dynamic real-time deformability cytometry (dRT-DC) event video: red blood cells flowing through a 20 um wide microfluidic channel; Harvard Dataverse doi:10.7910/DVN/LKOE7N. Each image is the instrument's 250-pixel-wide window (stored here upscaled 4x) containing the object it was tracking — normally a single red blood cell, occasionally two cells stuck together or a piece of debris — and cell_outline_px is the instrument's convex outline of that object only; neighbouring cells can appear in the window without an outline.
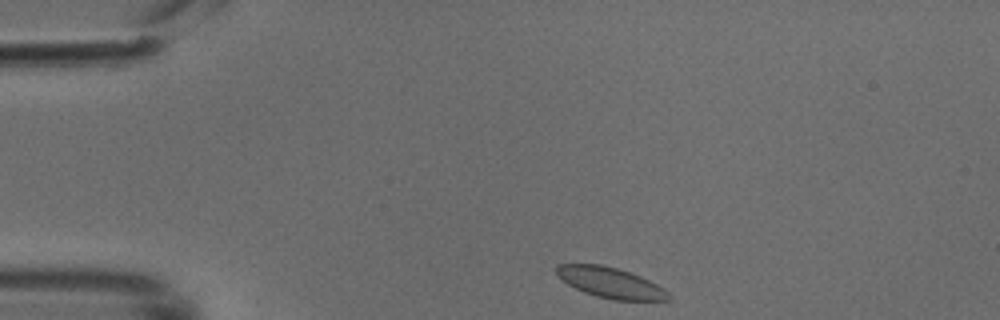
{"species": "common noctule bat (a hibernating species)", "species_latin": "Nyctalus noctula", "temperature_condition": "cold", "stored_images_in_passage": 41, "camera_frame_rate_fps": 3000, "um_per_image_px": 0.085, "animal": {"sex": "male", "body_mass_g": 18.8}, "frame": {"image": 1, "passage_image": 1, "time_ms": 0.0, "image_size_px": [1000, 320], "cell_outline_px": [[672, 300], [612, 300], [596, 296], [584, 292], [568, 284], [556, 276], [556, 264], [600, 264], [616, 268], [640, 276], [664, 288], [672, 296]], "centroid_in_image_um": [51.89, 24.03], "position_along_channel_um": 33.1, "area_um2": 19.94}}
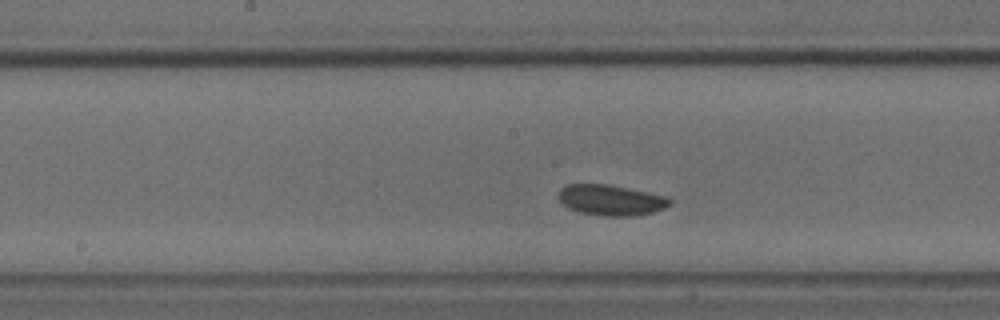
{"frame": {"image": 2, "passage_image": 17, "time_ms": 5.333, "image_size_px": [1000, 320], "cell_outline_px": [[672, 204], [664, 208], [652, 212], [632, 216], [600, 216], [580, 212], [568, 208], [556, 196], [560, 188], [568, 184], [608, 184], [668, 196], [672, 200]], "centroid_in_image_um": [51.92, 17.0], "position_along_channel_um": 196.3, "area_um2": 20.06}}
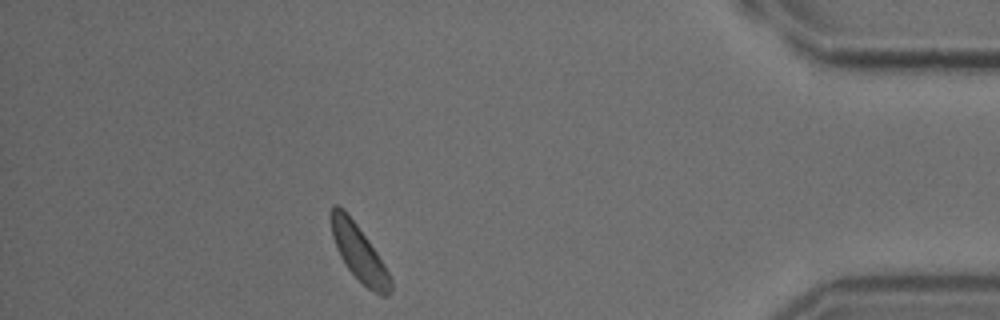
{"frame": {"image": 3, "passage_image": 36, "time_ms": 11.667, "image_size_px": [1000, 320], "cell_outline_px": [[392, 292], [388, 296], [384, 296], [368, 288], [348, 268], [340, 256], [336, 248], [332, 236], [328, 216], [328, 212], [332, 204], [336, 204], [344, 208], [368, 240], [384, 264], [392, 280]], "centroid_in_image_um": [30.46, 21.42], "position_along_channel_um": 404.7, "area_um2": 19.42}}